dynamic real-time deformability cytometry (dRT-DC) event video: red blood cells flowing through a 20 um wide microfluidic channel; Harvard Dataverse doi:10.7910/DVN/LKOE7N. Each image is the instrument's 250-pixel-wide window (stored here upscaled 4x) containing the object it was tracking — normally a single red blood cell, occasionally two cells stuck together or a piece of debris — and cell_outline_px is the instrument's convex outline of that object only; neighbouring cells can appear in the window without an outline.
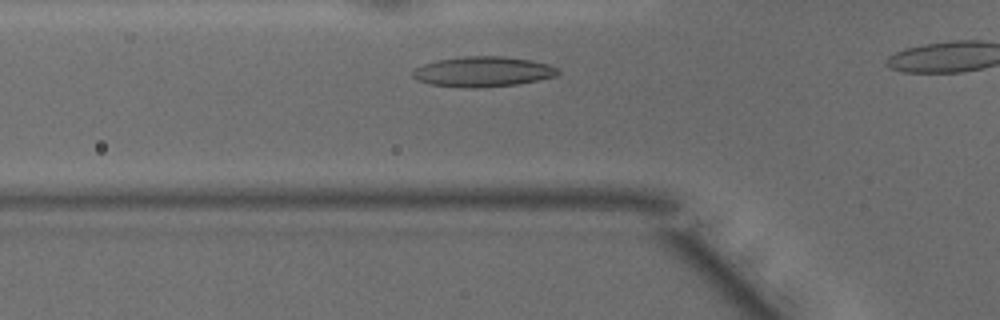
{"species": "common noctule bat (a hibernating species)", "species_latin": "Nyctalus noctula", "temperature_condition": "warm", "stored_images_in_passage": 16, "camera_frame_rate_fps": 3000, "um_per_image_px": 0.085, "animal": {"sex": "male", "body_mass_g": 15.6}, "frame": {"image": 1, "passage_image": 3, "time_ms": 0.667, "image_size_px": [1000, 320], "cell_outline_px": [[560, 72], [556, 76], [516, 84], [476, 88], [472, 88], [428, 84], [416, 80], [412, 76], [412, 72], [416, 68], [424, 64], [440, 60], [464, 56], [500, 56], [528, 60], [548, 64], [556, 68]], "centroid_in_image_um": [41.01, 6.1], "position_along_channel_um": 84.8, "area_um2": 25.2}}
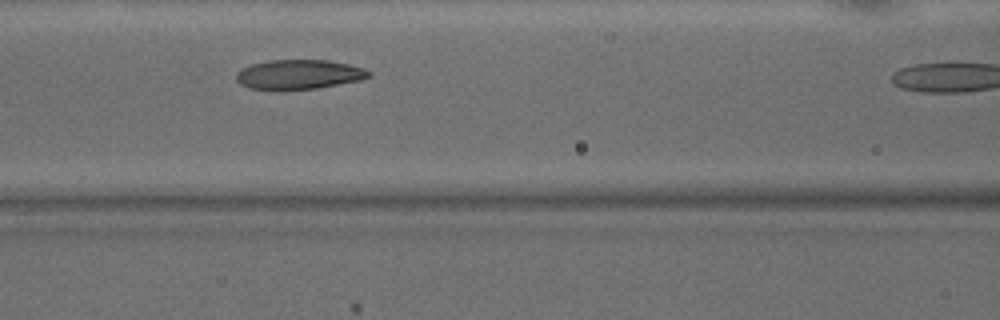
{"frame": {"image": 2, "passage_image": 7, "time_ms": 2.0, "image_size_px": [1000, 320], "cell_outline_px": [[372, 76], [360, 80], [316, 88], [248, 88], [240, 84], [236, 80], [236, 72], [240, 68], [252, 64], [268, 60], [328, 60], [348, 64], [364, 68], [372, 72]], "centroid_in_image_um": [25.42, 6.3], "position_along_channel_um": 141.2, "area_um2": 22.48}}
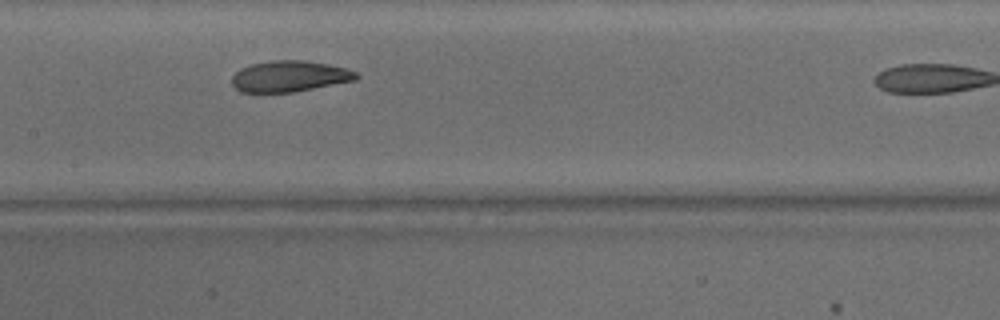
{"frame": {"image": 3, "passage_image": 10, "time_ms": 3.0, "image_size_px": [1000, 320], "cell_outline_px": [[360, 76], [356, 80], [296, 92], [240, 92], [232, 84], [232, 76], [240, 68], [252, 64], [272, 60], [304, 60], [328, 64], [344, 68], [356, 72]], "centroid_in_image_um": [24.61, 6.49], "position_along_channel_um": 182.8, "area_um2": 22.54}}